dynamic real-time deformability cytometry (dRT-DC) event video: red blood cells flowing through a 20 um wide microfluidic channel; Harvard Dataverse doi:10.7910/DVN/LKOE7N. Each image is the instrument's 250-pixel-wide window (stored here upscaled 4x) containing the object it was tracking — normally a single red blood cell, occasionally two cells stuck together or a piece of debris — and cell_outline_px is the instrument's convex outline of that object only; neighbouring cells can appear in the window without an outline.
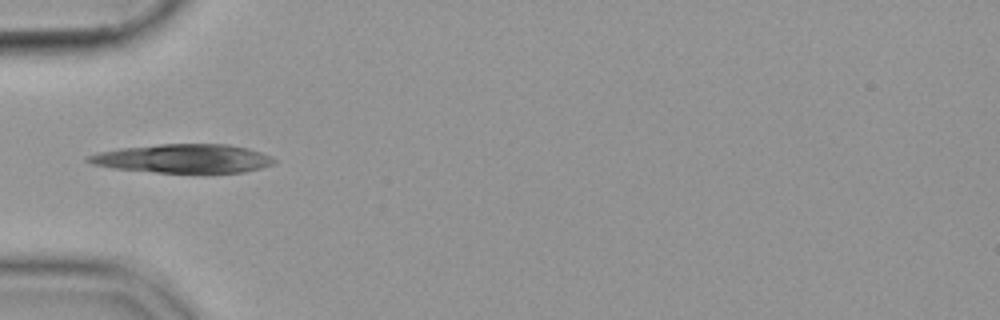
{"species": "common noctule bat (a hibernating species)", "species_latin": "Nyctalus noctula", "temperature_condition": "cold", "stored_images_in_passage": 23, "camera_frame_rate_fps": 3000, "um_per_image_px": 0.085, "animal": {"sex": "female", "body_mass_g": 19.9}, "frame": {"image": 1, "passage_image": 1, "time_ms": 0.0, "image_size_px": [1000, 320], "cell_outline_px": [[276, 160], [272, 164], [260, 168], [244, 172], [156, 172], [112, 168], [92, 164], [84, 160], [84, 156], [96, 152], [120, 148], [160, 144], [228, 144], [248, 148], [260, 152]], "centroid_in_image_um": [15.49, 13.46], "position_along_channel_um": 69.5, "area_um2": 31.04}}
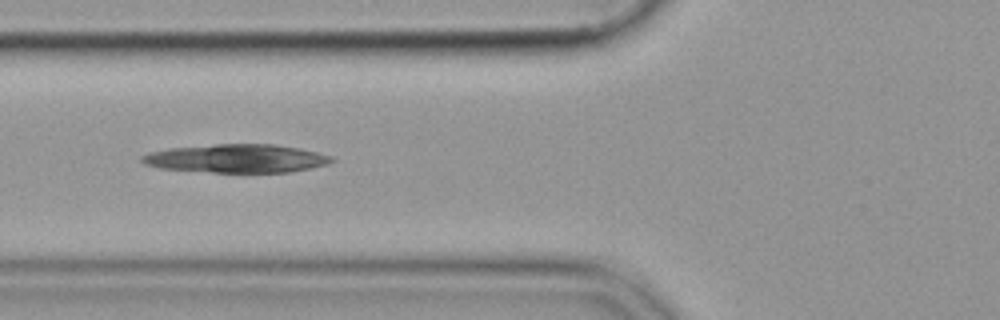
{"frame": {"image": 2, "passage_image": 4, "time_ms": 1.0, "image_size_px": [1000, 320], "cell_outline_px": [[336, 160], [324, 164], [308, 168], [288, 172], [212, 172], [160, 168], [144, 164], [140, 160], [140, 156], [148, 152], [168, 148], [216, 144], [276, 144], [300, 148], [332, 156]], "centroid_in_image_um": [20.06, 13.46], "position_along_channel_um": 105.7, "area_um2": 31.33}}